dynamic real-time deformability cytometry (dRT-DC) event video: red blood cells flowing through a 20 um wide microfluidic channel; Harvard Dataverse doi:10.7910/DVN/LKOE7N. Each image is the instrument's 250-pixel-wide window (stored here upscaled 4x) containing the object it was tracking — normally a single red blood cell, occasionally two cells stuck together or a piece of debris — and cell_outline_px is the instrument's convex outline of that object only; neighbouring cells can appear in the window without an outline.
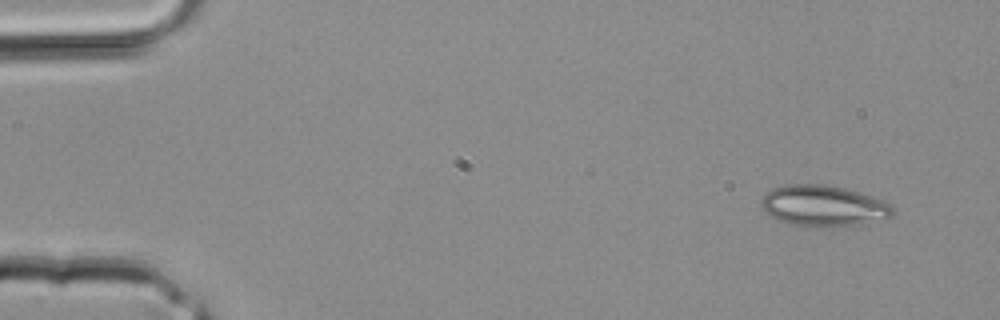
{"species": "common noctule bat (a hibernating species)", "species_latin": "Nyctalus noctula", "temperature_condition": "room temperature", "stored_images_in_passage": 3, "camera_frame_rate_fps": 3000, "um_per_image_px": 0.085, "animal": {"sex": "male", "body_mass_g": 20.4}, "frame": {"image": 1, "passage_image": 1, "time_ms": 0.0, "image_size_px": [1000, 320], "cell_outline_px": [[896, 212], [892, 216], [860, 224], [828, 228], [800, 228], [776, 220], [760, 204], [760, 200], [764, 192], [772, 188], [784, 184], [824, 184], [844, 188], [872, 196], [884, 200], [892, 204]], "centroid_in_image_um": [69.96, 17.52], "position_along_channel_um": 15.0, "area_um2": 32.25}}